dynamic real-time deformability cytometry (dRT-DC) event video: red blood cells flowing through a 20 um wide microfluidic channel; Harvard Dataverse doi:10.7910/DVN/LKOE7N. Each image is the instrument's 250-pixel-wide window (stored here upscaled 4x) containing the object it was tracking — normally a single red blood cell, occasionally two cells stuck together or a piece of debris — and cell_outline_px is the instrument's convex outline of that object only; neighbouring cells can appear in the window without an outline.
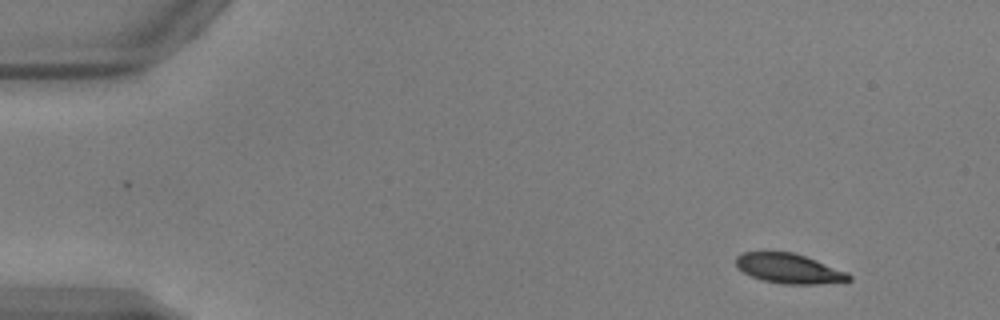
{"species": "common noctule bat (a hibernating species)", "species_latin": "Nyctalus noctula", "temperature_condition": "warm", "stored_images_in_passage": 13, "camera_frame_rate_fps": 3000, "um_per_image_px": 0.085, "animal": {"sex": "male", "body_mass_g": 17.9, "forearm_length_mm": 54.2}, "frame": {"image": 1, "passage_image": 1, "time_ms": 0.0, "image_size_px": [1000, 320], "cell_outline_px": [[852, 280], [816, 284], [784, 284], [764, 280], [752, 276], [744, 272], [736, 264], [736, 256], [744, 252], [792, 252], [816, 260], [848, 272], [852, 276]], "centroid_in_image_um": [67.09, 22.82], "position_along_channel_um": 17.9, "area_um2": 19.31}}
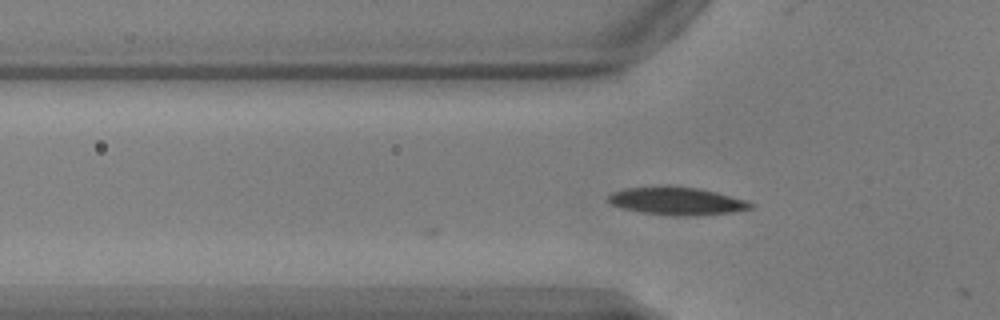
{"frame": {"image": 2, "passage_image": 13, "time_ms": 4.0, "image_size_px": [1000, 320], "cell_outline_px": [[756, 204], [752, 208], [732, 212], [696, 216], [680, 216], [640, 212], [620, 208], [612, 204], [608, 200], [608, 196], [612, 192], [628, 188], [668, 184], [700, 188], [716, 192], [744, 200]], "centroid_in_image_um": [57.52, 17.07], "position_along_channel_um": 68.3, "area_um2": 23.41}}